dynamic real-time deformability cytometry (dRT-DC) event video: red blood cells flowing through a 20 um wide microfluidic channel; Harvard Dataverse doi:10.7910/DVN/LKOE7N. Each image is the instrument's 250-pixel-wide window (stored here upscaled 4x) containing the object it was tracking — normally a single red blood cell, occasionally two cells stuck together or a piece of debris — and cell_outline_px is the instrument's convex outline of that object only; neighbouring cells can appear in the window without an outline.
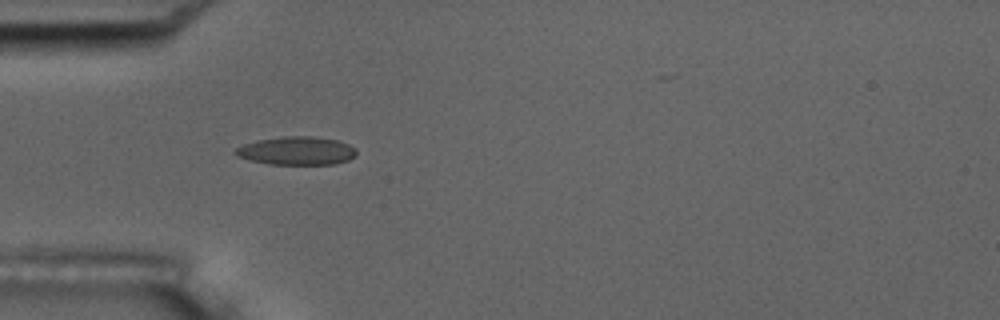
{"species": "common noctule bat (a hibernating species)", "species_latin": "Nyctalus noctula", "temperature_condition": "room temperature", "stored_images_in_passage": 35, "camera_frame_rate_fps": 3000, "um_per_image_px": 0.085, "animal": {"sex": "male", "body_mass_g": 17.5, "forearm_length_mm": 52.3}, "frame": {"image": 1, "passage_image": 1, "time_ms": 0.0, "image_size_px": [1000, 320], "cell_outline_px": [[356, 156], [348, 160], [336, 164], [268, 164], [236, 156], [232, 152], [236, 148], [244, 144], [256, 140], [284, 136], [312, 136], [336, 140], [348, 144], [356, 148]], "centroid_in_image_um": [25.21, 12.81], "position_along_channel_um": 59.8, "area_um2": 20.0}}
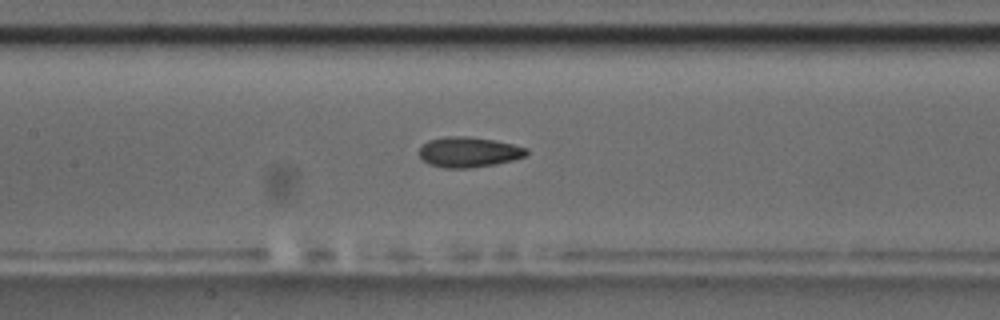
{"frame": {"image": 2, "passage_image": 10, "time_ms": 3.0, "image_size_px": [1000, 320], "cell_outline_px": [[528, 152], [524, 156], [512, 160], [496, 164], [472, 168], [444, 168], [428, 164], [420, 156], [420, 148], [428, 140], [444, 136], [468, 136], [496, 140], [528, 148]], "centroid_in_image_um": [39.84, 12.92], "position_along_channel_um": 167.6, "area_um2": 19.02}}
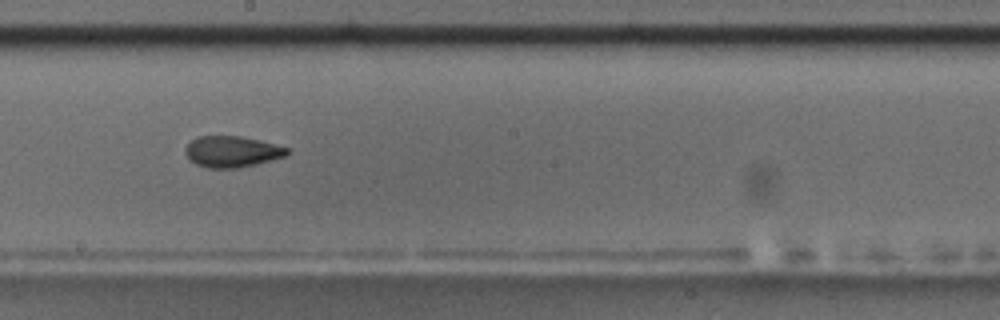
{"frame": {"image": 3, "passage_image": 15, "time_ms": 4.667, "image_size_px": [1000, 320], "cell_outline_px": [[292, 148], [284, 156], [256, 164], [236, 168], [208, 168], [196, 164], [188, 160], [184, 152], [184, 148], [196, 136], [240, 136], [260, 140]], "centroid_in_image_um": [19.69, 12.88], "position_along_channel_um": 228.5, "area_um2": 18.61}, "authors_computed_cell_mechanics": {"area_um2": 18.6116, "velocity_mm_per_s": 3.6789, "shape_relaxation_time_tau1_ms": 8.1171, "shape_relaxation_time_tau2_ms": 3.0915, "deformation_change_tau1": 0.1734, "deformation_change_tau2": 0.0991}}